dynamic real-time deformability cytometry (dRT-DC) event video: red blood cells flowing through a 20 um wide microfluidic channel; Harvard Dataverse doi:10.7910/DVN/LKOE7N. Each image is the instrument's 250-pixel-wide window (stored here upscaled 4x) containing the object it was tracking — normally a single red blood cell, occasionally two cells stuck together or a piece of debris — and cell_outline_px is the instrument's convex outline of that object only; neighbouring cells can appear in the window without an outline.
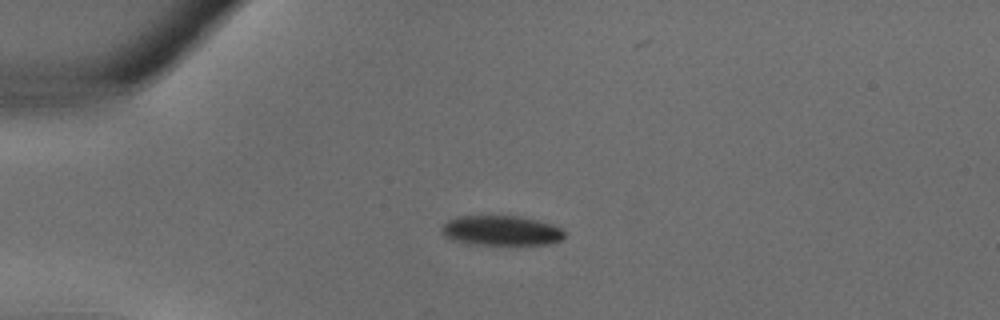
{"species": "common noctule bat (a hibernating species)", "species_latin": "Nyctalus noctula", "temperature_condition": "warm", "stored_images_in_passage": 36, "camera_frame_rate_fps": 3000, "um_per_image_px": 0.085, "animal": {"sex": "male", "body_mass_g": 18.8}, "frame": {"image": 1, "passage_image": 9, "time_ms": 2.667, "image_size_px": [1000, 320], "cell_outline_px": [[564, 236], [560, 240], [548, 244], [480, 244], [456, 240], [444, 236], [440, 228], [448, 220], [456, 216], [520, 216], [540, 220], [552, 224], [560, 228], [564, 232]], "centroid_in_image_um": [42.62, 19.58], "position_along_channel_um": 42.4, "area_um2": 21.15}}
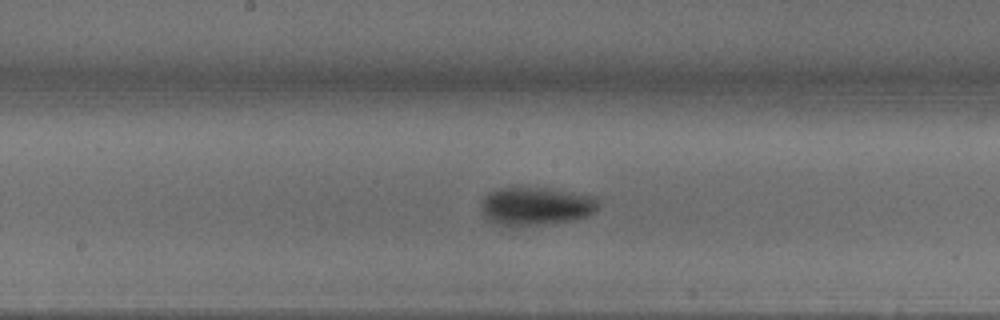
{"frame": {"image": 2, "passage_image": 19, "time_ms": 6.0, "image_size_px": [1000, 320], "cell_outline_px": [[600, 200], [596, 212], [588, 216], [572, 220], [512, 228], [496, 224], [488, 220], [484, 216], [484, 196], [488, 192], [500, 188], [520, 184], [548, 188], [600, 196]], "centroid_in_image_um": [45.6, 17.49], "position_along_channel_um": 202.6, "area_um2": 27.17}}
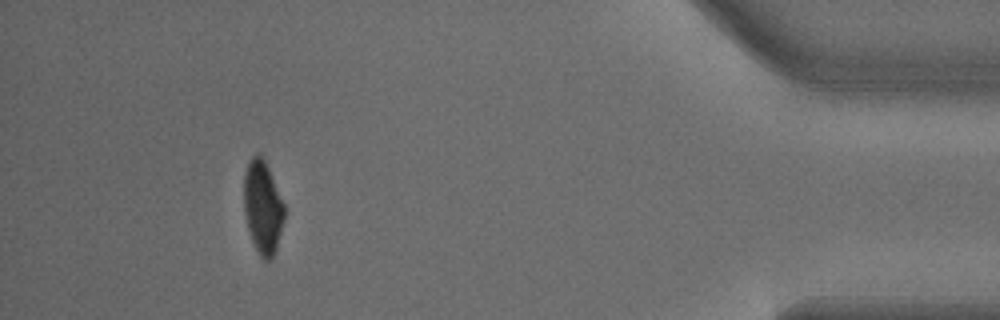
{"frame": {"image": 3, "passage_image": 33, "time_ms": 10.667, "image_size_px": [1000, 320], "cell_outline_px": [[284, 220], [276, 248], [272, 256], [268, 260], [264, 260], [260, 256], [252, 240], [248, 228], [244, 212], [244, 172], [248, 160], [256, 152], [260, 152], [268, 168], [284, 204]], "centroid_in_image_um": [22.31, 17.56], "position_along_channel_um": 412.9, "area_um2": 21.73}}